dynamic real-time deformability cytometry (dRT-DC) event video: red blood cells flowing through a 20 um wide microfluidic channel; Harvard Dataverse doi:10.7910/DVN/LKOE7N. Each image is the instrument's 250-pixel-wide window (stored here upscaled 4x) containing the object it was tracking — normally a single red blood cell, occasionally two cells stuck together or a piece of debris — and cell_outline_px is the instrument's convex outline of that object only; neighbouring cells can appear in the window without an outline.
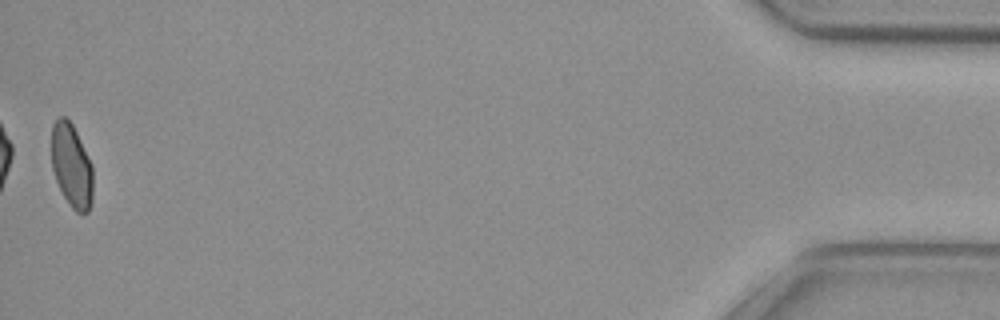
{"species": "common noctule bat (a hibernating species)", "species_latin": "Nyctalus noctula", "temperature_condition": "cold", "stored_images_in_passage": 55, "camera_frame_rate_fps": 3000, "um_per_image_px": 0.085, "animal": {"sex": "female", "body_mass_g": 29.2, "forearm_length_mm": 56.3}, "frame": {"image": 1, "passage_image": 55, "time_ms": 18.0, "image_size_px": [1000, 320], "cell_outline_px": [[92, 200], [88, 212], [76, 212], [68, 204], [56, 180], [52, 168], [52, 124], [56, 116], [64, 116], [72, 124], [92, 164]], "centroid_in_image_um": [6.07, 14.07], "position_along_channel_um": 429.1, "area_um2": 20.11}, "authors_computed_cell_mechanics": {"area_um2": 21.8484, "velocity_mm_per_s": 3.8278, "shape_relaxation_time_tau1_ms": null, "shape_relaxation_time_tau2_ms": 1.2894, "deformation_change_tau1": null, "deformation_change_tau2": 0.0618}}